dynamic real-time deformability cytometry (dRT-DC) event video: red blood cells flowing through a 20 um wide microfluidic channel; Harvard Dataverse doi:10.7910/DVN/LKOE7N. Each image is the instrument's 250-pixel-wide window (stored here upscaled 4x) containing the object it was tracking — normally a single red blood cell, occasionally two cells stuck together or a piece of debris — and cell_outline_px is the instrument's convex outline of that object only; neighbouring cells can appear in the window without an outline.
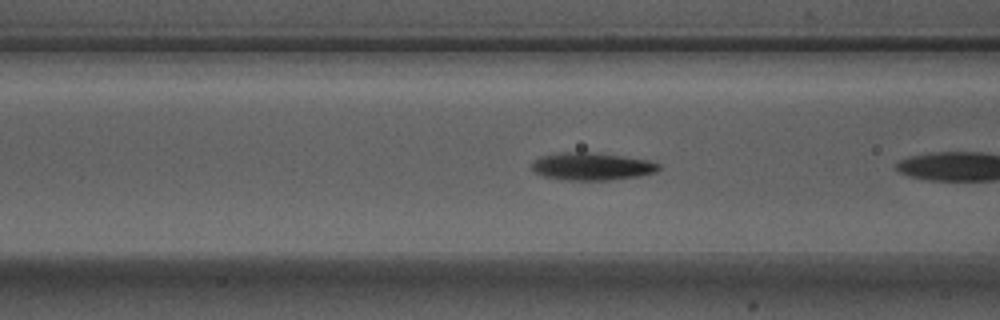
{"species": "Egyptian fruit bat (a non-hibernating species)", "species_latin": "Rousettus aegyptiacus", "temperature_condition": "warm", "stored_images_in_passage": 6, "camera_frame_rate_fps": 3000, "um_per_image_px": 0.085, "animal": {"sex": "male"}, "frame": {"image": 1, "passage_image": 5, "time_ms": 1.333, "image_size_px": [1000, 320], "cell_outline_px": [[660, 168], [656, 172], [640, 176], [608, 180], [560, 180], [544, 176], [536, 172], [532, 168], [532, 160], [540, 156], [556, 152], [596, 152], [624, 156], [648, 160], [660, 164]], "centroid_in_image_um": [50.29, 14.13], "position_along_channel_um": 116.3, "area_um2": 20.69}}